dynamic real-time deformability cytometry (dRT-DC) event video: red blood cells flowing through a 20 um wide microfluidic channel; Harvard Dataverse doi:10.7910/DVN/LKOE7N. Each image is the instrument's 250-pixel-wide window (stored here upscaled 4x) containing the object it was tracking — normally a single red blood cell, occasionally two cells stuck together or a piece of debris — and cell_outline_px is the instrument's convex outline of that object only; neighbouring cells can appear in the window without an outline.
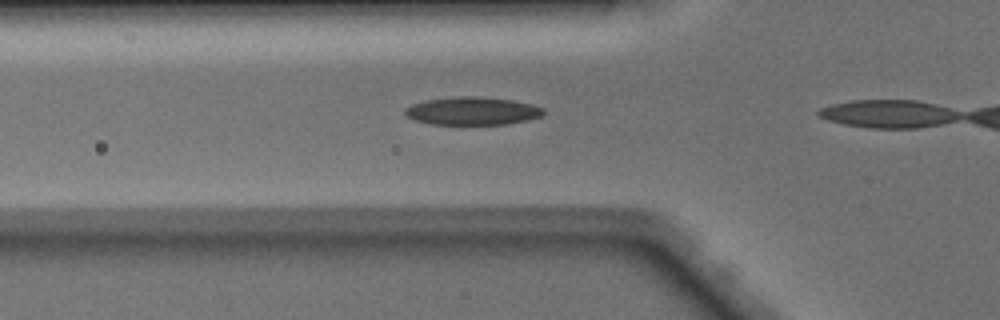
{"species": "Egyptian fruit bat (a non-hibernating species)", "species_latin": "Rousettus aegyptiacus", "temperature_condition": "warm", "stored_images_in_passage": 14, "camera_frame_rate_fps": 3000, "um_per_image_px": 0.085, "animal": {"sex": "male"}, "frame": {"image": 1, "passage_image": 10, "time_ms": 3.0, "image_size_px": [1000, 320], "cell_outline_px": [[544, 112], [540, 116], [528, 120], [508, 124], [432, 124], [416, 120], [408, 116], [404, 112], [404, 108], [412, 104], [424, 100], [460, 96], [476, 96], [512, 100], [532, 104], [544, 108]], "centroid_in_image_um": [40.15, 9.43], "position_along_channel_um": 85.6, "area_um2": 22.48}}